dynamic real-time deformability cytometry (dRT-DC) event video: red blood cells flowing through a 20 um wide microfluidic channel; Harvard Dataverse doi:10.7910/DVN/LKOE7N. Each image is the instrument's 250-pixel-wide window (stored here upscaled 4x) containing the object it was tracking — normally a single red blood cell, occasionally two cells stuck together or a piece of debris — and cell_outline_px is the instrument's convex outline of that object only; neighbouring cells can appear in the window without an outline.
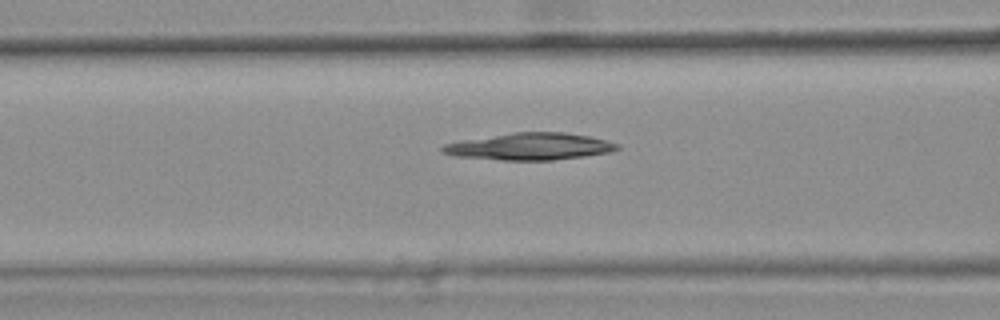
{"species": "common noctule bat (a hibernating species)", "species_latin": "Nyctalus noctula", "temperature_condition": "warm", "stored_images_in_passage": 48, "camera_frame_rate_fps": 3000, "um_per_image_px": 0.085, "animal": {"sex": "female", "body_mass_g": 25.1}, "frame": {"image": 1, "passage_image": 21, "time_ms": 6.667, "image_size_px": [1000, 320], "cell_outline_px": [[620, 148], [608, 152], [584, 156], [552, 160], [504, 160], [452, 156], [440, 152], [440, 148], [444, 144], [460, 140], [512, 132], [564, 132], [592, 136], [620, 144]], "centroid_in_image_um": [45.0, 12.44], "position_along_channel_um": 121.6, "area_um2": 27.69}, "authors_computed_cell_mechanics": {"area_um2": 27.5128, "velocity_mm_per_s": 3.8141, "shape_relaxation_time_tau1_ms": 4.6329, "shape_relaxation_time_tau2_ms": null, "deformation_change_tau1": 0.1322, "deformation_change_tau2": null}}